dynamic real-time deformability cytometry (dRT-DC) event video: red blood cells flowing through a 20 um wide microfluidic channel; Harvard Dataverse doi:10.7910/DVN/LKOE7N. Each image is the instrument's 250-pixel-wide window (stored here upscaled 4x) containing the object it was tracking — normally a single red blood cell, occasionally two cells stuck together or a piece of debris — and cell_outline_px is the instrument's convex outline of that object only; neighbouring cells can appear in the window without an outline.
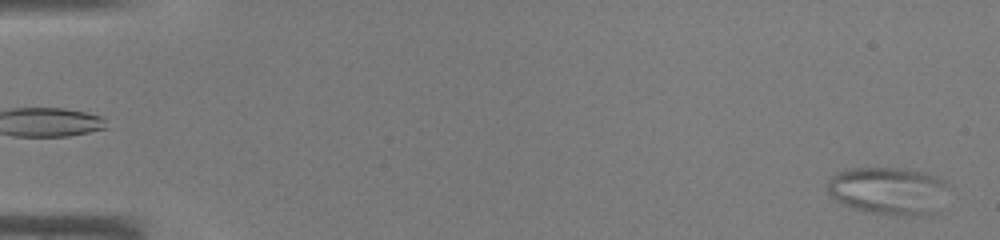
{"species": "common noctule bat (a hibernating species)", "species_latin": "Nyctalus noctula", "temperature_condition": "warm", "stored_images_in_passage": 45, "camera_frame_rate_fps": 3000, "um_per_image_px": 0.085, "animal": {"sex": "male", "body_mass_g": 19.0, "forearm_length_mm": 50.8}, "frame": {"image": 1, "passage_image": 1, "time_ms": 0.0, "image_size_px": [1000, 240], "cell_outline_px": [[952, 184], [932, 212], [928, 216], [896, 216], [872, 212], [856, 208], [844, 204], [836, 200], [828, 192], [824, 184], [836, 172], [844, 168], [904, 168], [924, 172], [936, 176]], "centroid_in_image_um": [75.49, 16.19], "position_along_channel_um": 9.5, "area_um2": 33.87}}
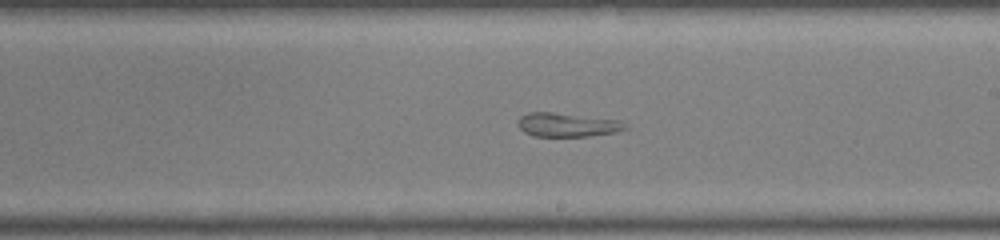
{"frame": {"image": 2, "passage_image": 27, "time_ms": 8.667, "image_size_px": [1000, 240], "cell_outline_px": [[628, 128], [616, 132], [588, 136], [532, 136], [524, 132], [516, 124], [520, 116], [528, 112], [552, 112], [620, 120]], "centroid_in_image_um": [48.17, 10.61], "position_along_channel_um": 240.8, "area_um2": 14.91}}
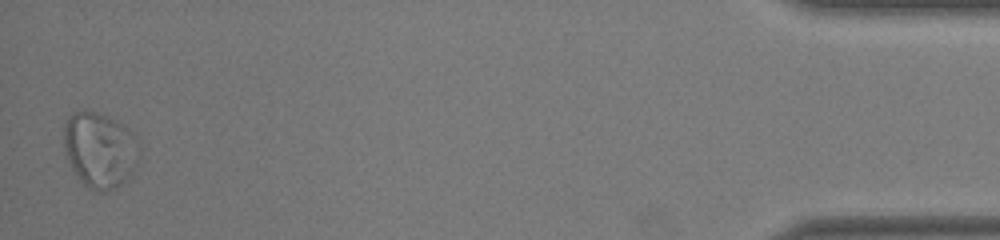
{"frame": {"image": 3, "passage_image": 45, "time_ms": 14.667, "image_size_px": [1000, 240], "cell_outline_px": [[136, 168], [128, 180], [112, 192], [100, 192], [88, 188], [80, 180], [72, 168], [68, 160], [64, 144], [64, 124], [68, 116], [72, 112], [84, 108], [96, 112], [116, 120], [136, 140]], "centroid_in_image_um": [8.44, 12.77], "position_along_channel_um": 426.8, "area_um2": 33.12}}